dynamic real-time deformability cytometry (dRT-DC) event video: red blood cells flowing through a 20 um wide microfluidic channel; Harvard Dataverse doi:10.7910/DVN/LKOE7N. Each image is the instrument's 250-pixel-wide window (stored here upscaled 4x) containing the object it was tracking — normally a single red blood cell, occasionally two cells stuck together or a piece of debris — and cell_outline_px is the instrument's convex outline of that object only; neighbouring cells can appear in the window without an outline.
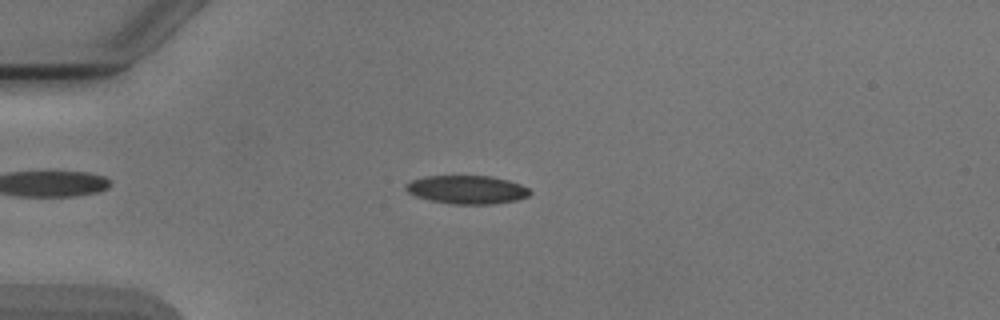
{"species": "Egyptian fruit bat (a non-hibernating species)", "species_latin": "Rousettus aegyptiacus", "temperature_condition": "cold", "stored_images_in_passage": 7, "camera_frame_rate_fps": 3000, "um_per_image_px": 0.085, "animal": {"sex": "male"}, "frame": {"image": 1, "passage_image": 5, "time_ms": 4.667, "image_size_px": [1000, 320], "cell_outline_px": [[532, 192], [528, 196], [516, 200], [492, 204], [452, 204], [428, 200], [416, 196], [408, 192], [404, 188], [404, 184], [412, 180], [424, 176], [488, 176], [508, 180], [520, 184], [528, 188]], "centroid_in_image_um": [39.66, 16.12], "position_along_channel_um": 45.3, "area_um2": 20.58}}
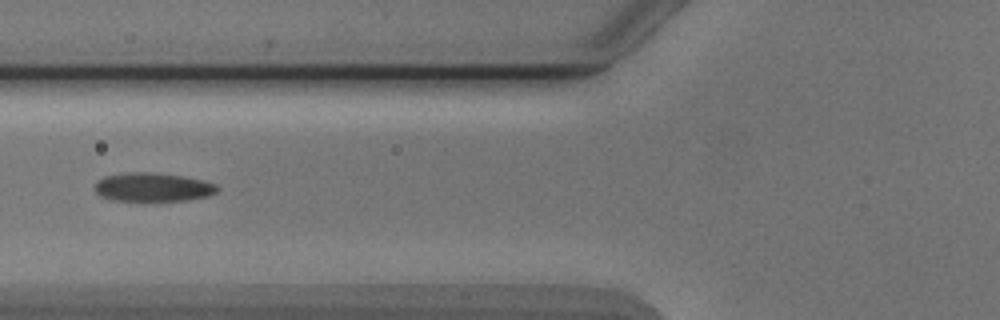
{"frame": {"image": 2, "passage_image": 7, "time_ms": 7.0, "image_size_px": [1000, 320], "cell_outline_px": [[220, 188], [216, 192], [208, 196], [188, 200], [108, 200], [100, 196], [96, 192], [96, 180], [104, 176], [132, 172], [144, 172], [184, 176], [216, 184]], "centroid_in_image_um": [12.98, 15.91], "position_along_channel_um": 112.8, "area_um2": 20.29}}